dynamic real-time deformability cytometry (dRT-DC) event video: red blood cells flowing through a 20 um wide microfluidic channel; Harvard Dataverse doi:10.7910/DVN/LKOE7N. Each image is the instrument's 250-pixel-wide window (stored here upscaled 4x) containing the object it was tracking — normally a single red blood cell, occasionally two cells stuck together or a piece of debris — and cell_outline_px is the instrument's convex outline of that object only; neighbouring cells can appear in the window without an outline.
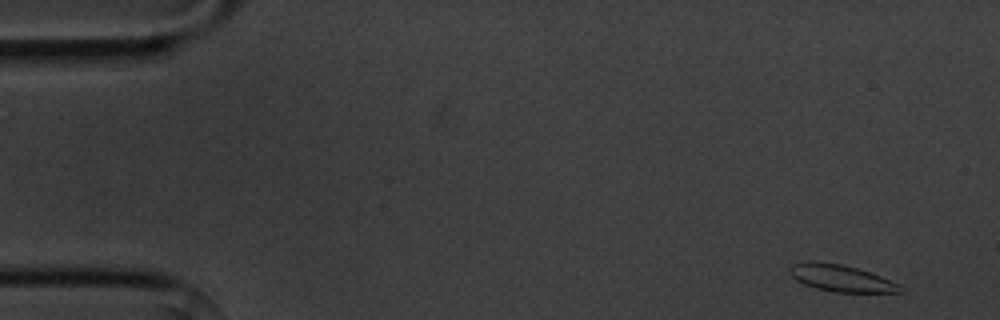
{"species": "common noctule bat (a hibernating species)", "species_latin": "Nyctalus noctula", "temperature_condition": "cold", "stored_images_in_passage": 7, "camera_frame_rate_fps": 3000, "um_per_image_px": 0.085, "animal": {"sex": "male", "body_mass_g": 20.1, "forearm_length_mm": 53.5}, "frame": {"image": 1, "passage_image": 1, "time_ms": 0.0, "image_size_px": [1000, 320], "cell_outline_px": [[900, 292], [832, 292], [816, 288], [804, 284], [796, 280], [792, 276], [788, 268], [792, 264], [808, 260], [812, 260], [840, 264], [856, 268], [880, 276], [900, 284]], "centroid_in_image_um": [71.42, 23.63], "position_along_channel_um": 13.6, "area_um2": 17.11}}
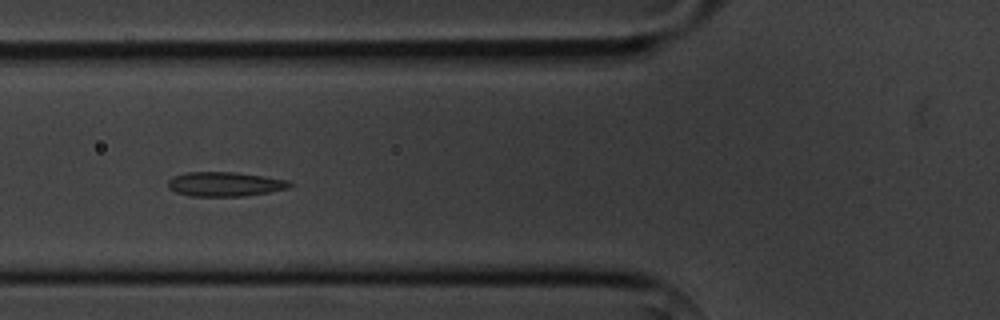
{"frame": {"image": 2, "passage_image": 6, "time_ms": 5.667, "image_size_px": [1000, 320], "cell_outline_px": [[292, 184], [288, 188], [268, 192], [244, 196], [192, 196], [176, 192], [168, 188], [168, 180], [172, 176], [188, 172], [236, 172], [288, 180]], "centroid_in_image_um": [19.08, 15.65], "position_along_channel_um": 106.7, "area_um2": 17.22}}
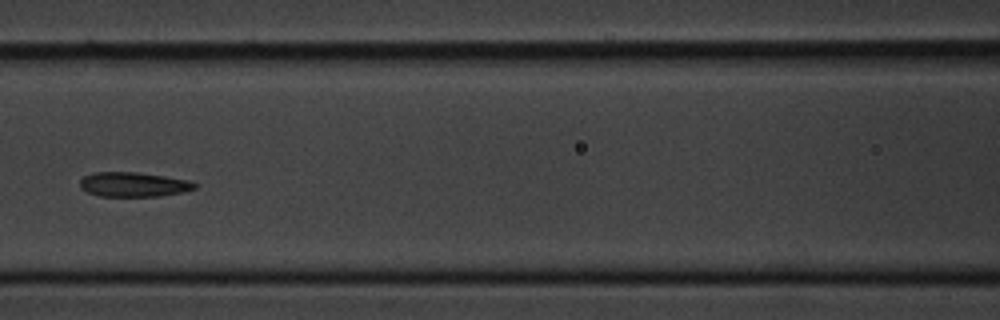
{"frame": {"image": 3, "passage_image": 7, "time_ms": 7.0, "image_size_px": [1000, 320], "cell_outline_px": [[200, 184], [196, 188], [184, 192], [160, 196], [100, 196], [88, 192], [80, 188], [80, 180], [84, 176], [96, 172], [136, 172], [164, 176], [188, 180]], "centroid_in_image_um": [11.38, 15.68], "position_along_channel_um": 155.2, "area_um2": 16.47}}